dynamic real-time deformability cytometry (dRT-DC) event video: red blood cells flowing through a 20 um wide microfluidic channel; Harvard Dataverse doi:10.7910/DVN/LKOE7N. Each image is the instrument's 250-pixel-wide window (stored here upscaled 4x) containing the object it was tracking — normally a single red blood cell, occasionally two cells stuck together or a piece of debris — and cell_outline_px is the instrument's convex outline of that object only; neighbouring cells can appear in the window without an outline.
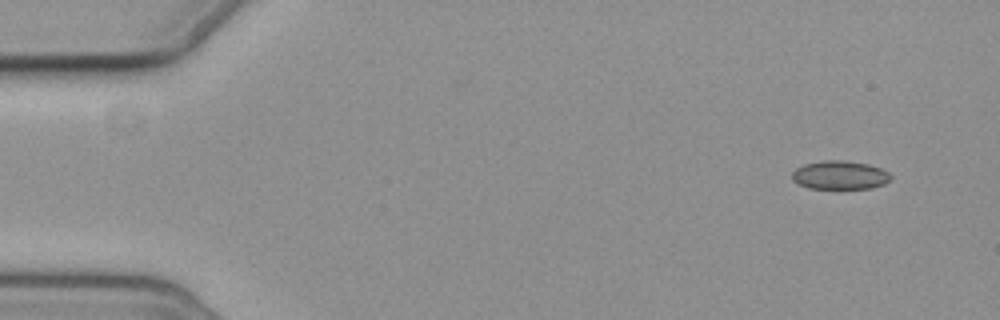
{"species": "common noctule bat (a hibernating species)", "species_latin": "Nyctalus noctula", "temperature_condition": "cold", "stored_images_in_passage": 6, "camera_frame_rate_fps": 3000, "um_per_image_px": 0.085, "animal": {"sex": "female", "body_mass_g": 19.3, "forearm_length_mm": 54.1}, "frame": {"image": 1, "passage_image": 1, "time_ms": 0.0, "image_size_px": [1000, 320], "cell_outline_px": [[892, 180], [884, 184], [872, 188], [808, 188], [792, 180], [792, 172], [796, 168], [804, 164], [824, 160], [844, 160], [868, 164], [880, 168], [888, 172], [892, 176]], "centroid_in_image_um": [71.41, 14.88], "position_along_channel_um": 13.6, "area_um2": 16.47}}
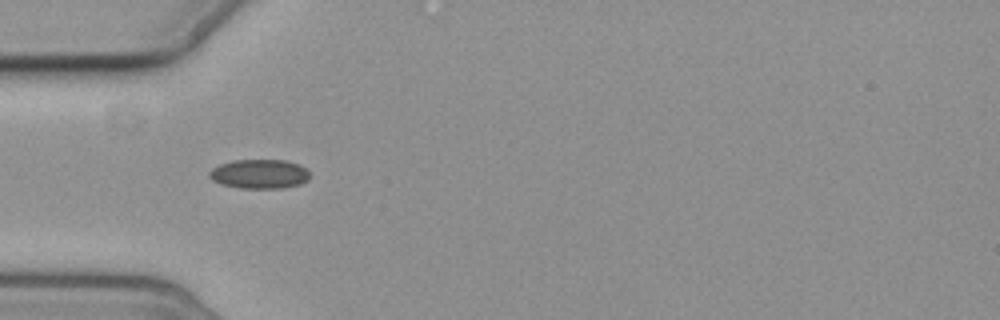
{"frame": {"image": 2, "passage_image": 5, "time_ms": 4.667, "image_size_px": [1000, 320], "cell_outline_px": [[308, 180], [300, 184], [284, 188], [240, 188], [220, 184], [212, 180], [208, 176], [208, 172], [212, 168], [220, 164], [232, 160], [288, 160], [300, 164], [308, 168]], "centroid_in_image_um": [22.05, 14.78], "position_along_channel_um": 62.9, "area_um2": 17.4}}
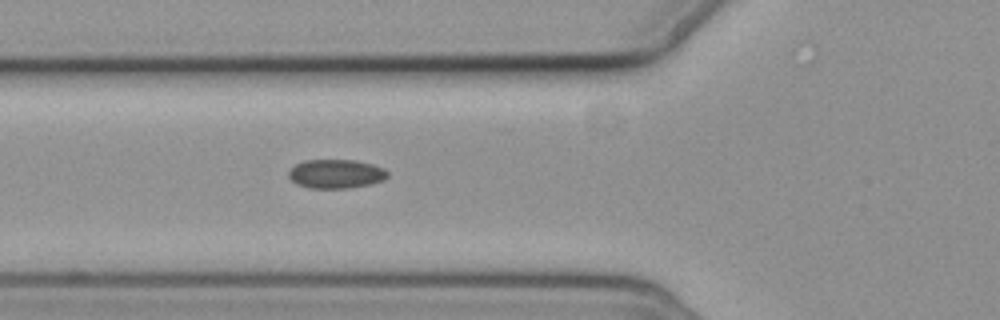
{"frame": {"image": 3, "passage_image": 6, "time_ms": 5.667, "image_size_px": [1000, 320], "cell_outline_px": [[388, 176], [384, 180], [372, 184], [348, 188], [308, 188], [296, 184], [288, 176], [288, 172], [296, 164], [304, 160], [356, 160], [372, 164], [384, 168], [388, 172]], "centroid_in_image_um": [28.57, 14.78], "position_along_channel_um": 97.2, "area_um2": 16.82}}